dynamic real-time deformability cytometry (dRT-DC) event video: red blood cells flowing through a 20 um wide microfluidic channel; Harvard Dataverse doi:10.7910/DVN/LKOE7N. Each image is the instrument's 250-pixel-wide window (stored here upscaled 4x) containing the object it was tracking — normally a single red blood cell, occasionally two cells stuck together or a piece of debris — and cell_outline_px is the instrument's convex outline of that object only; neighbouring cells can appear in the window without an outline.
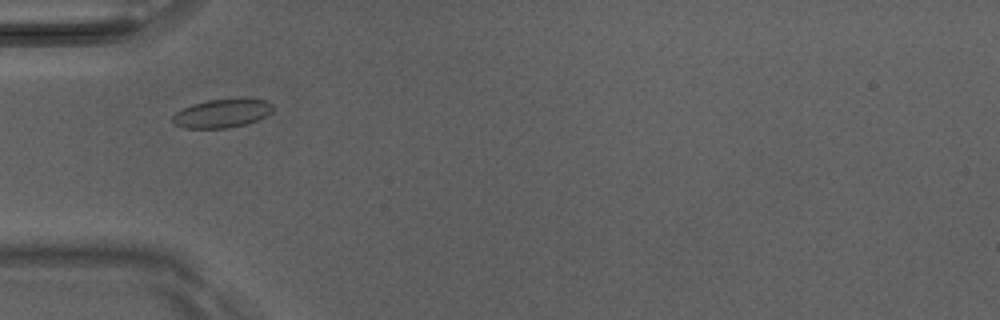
{"species": "Egyptian fruit bat (a non-hibernating species)", "species_latin": "Rousettus aegyptiacus", "temperature_condition": "room temperature", "stored_images_in_passage": 5, "camera_frame_rate_fps": 3000, "um_per_image_px": 0.085, "animal": {"sex": "male"}, "frame": {"image": 1, "passage_image": 3, "time_ms": 0.667, "image_size_px": [1000, 320], "cell_outline_px": [[272, 112], [256, 120], [244, 124], [228, 128], [184, 128], [176, 124], [172, 120], [172, 116], [176, 112], [192, 104], [208, 100], [244, 96], [268, 100], [272, 104]], "centroid_in_image_um": [18.92, 9.59], "position_along_channel_um": 66.1, "area_um2": 17.05}}